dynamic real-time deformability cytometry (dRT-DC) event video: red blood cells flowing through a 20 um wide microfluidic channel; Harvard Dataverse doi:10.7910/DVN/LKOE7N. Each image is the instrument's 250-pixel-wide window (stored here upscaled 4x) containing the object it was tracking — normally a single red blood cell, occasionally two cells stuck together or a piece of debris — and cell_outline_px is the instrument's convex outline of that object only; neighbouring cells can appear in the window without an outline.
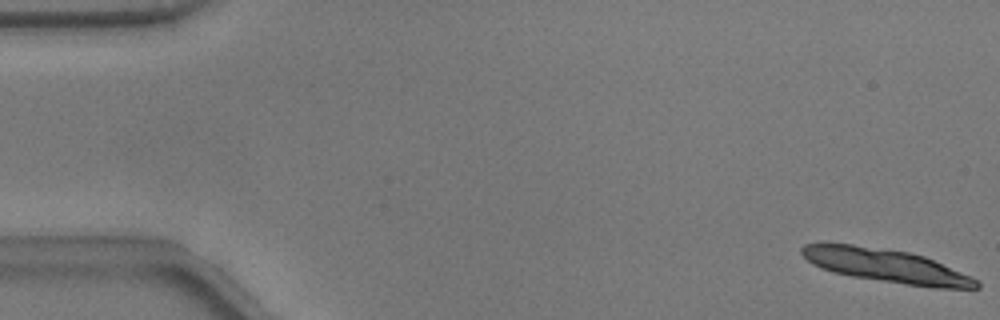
{"species": "common noctule bat (a hibernating species)", "species_latin": "Nyctalus noctula", "temperature_condition": "warm", "stored_images_in_passage": 14, "camera_frame_rate_fps": 3000, "um_per_image_px": 0.085, "animal": {"sex": "male", "body_mass_g": 17.9}, "frame": {"image": 1, "passage_image": 1, "time_ms": 0.0, "image_size_px": [1000, 320], "cell_outline_px": [[980, 288], [936, 288], [852, 276], [832, 272], [820, 268], [812, 264], [800, 252], [800, 248], [804, 244], [852, 244], [908, 252], [924, 256], [972, 276], [980, 280]], "centroid_in_image_um": [75.36, 22.59], "position_along_channel_um": 9.6, "area_um2": 33.7}}